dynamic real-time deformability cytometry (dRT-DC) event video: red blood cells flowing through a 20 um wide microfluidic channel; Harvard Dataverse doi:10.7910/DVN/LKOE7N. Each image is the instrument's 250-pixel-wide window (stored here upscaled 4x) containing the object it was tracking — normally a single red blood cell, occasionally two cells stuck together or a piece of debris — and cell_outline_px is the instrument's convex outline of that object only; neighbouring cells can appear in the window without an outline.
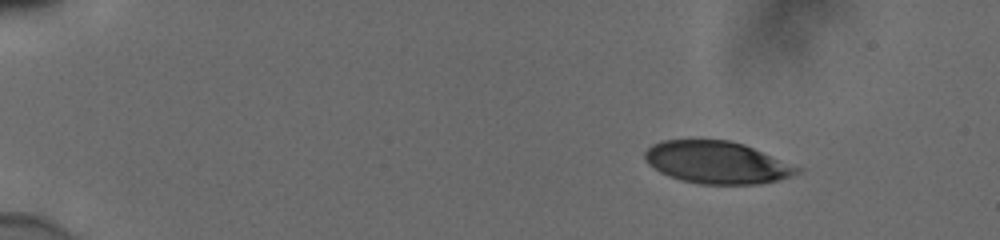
{"species": "human", "species_latin": "Homo sapiens", "temperature_condition": "cold", "stored_images_in_passage": 48, "camera_frame_rate_fps": 3000, "um_per_image_px": 0.085, "donor": {"sex": "male"}, "frame": {"image": 1, "passage_image": 1, "time_ms": 0.0, "image_size_px": [1000, 240], "cell_outline_px": [[804, 168], [800, 172], [776, 180], [756, 184], [700, 184], [680, 180], [668, 176], [660, 172], [648, 164], [644, 156], [644, 152], [652, 144], [660, 140], [732, 140], [744, 144]], "centroid_in_image_um": [60.93, 13.8], "position_along_channel_um": 24.1, "area_um2": 37.63}}
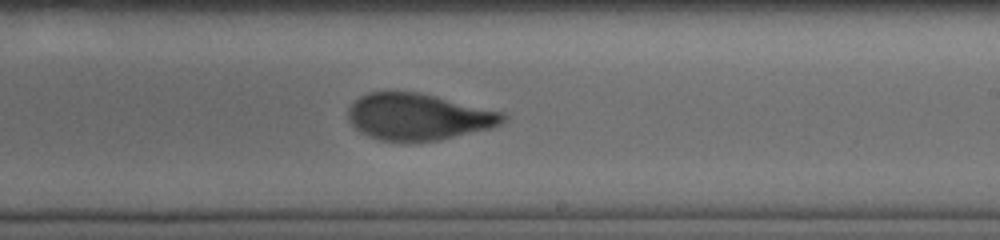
{"frame": {"image": 2, "passage_image": 28, "time_ms": 9.0, "image_size_px": [1000, 240], "cell_outline_px": [[508, 116], [500, 124], [492, 128], [440, 140], [380, 140], [368, 136], [360, 132], [348, 120], [348, 108], [360, 96], [368, 92], [420, 92], [504, 112]], "centroid_in_image_um": [35.58, 9.91], "position_along_channel_um": 253.4, "area_um2": 41.85}}
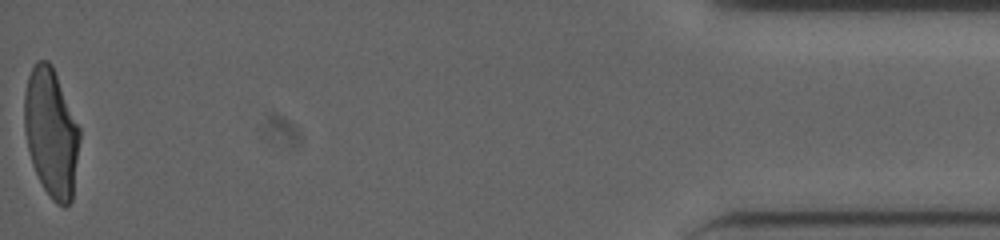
{"frame": {"image": 3, "passage_image": 48, "time_ms": 15.667, "image_size_px": [1000, 240], "cell_outline_px": [[80, 140], [72, 200], [64, 208], [56, 204], [52, 200], [44, 188], [32, 164], [24, 132], [24, 92], [28, 76], [36, 60], [48, 60], [52, 64], [80, 128]], "centroid_in_image_um": [4.35, 11.27], "position_along_channel_um": 430.9, "area_um2": 41.62}, "authors_computed_cell_mechanics": {"area_um2": 42.2229, "velocity_mm_per_s": 3.88, "shape_relaxation_time_tau1_ms": 4.4997, "shape_relaxation_time_tau2_ms": 1.0456, "deformation_change_tau1": 0.2066, "deformation_change_tau2": 0.077}}